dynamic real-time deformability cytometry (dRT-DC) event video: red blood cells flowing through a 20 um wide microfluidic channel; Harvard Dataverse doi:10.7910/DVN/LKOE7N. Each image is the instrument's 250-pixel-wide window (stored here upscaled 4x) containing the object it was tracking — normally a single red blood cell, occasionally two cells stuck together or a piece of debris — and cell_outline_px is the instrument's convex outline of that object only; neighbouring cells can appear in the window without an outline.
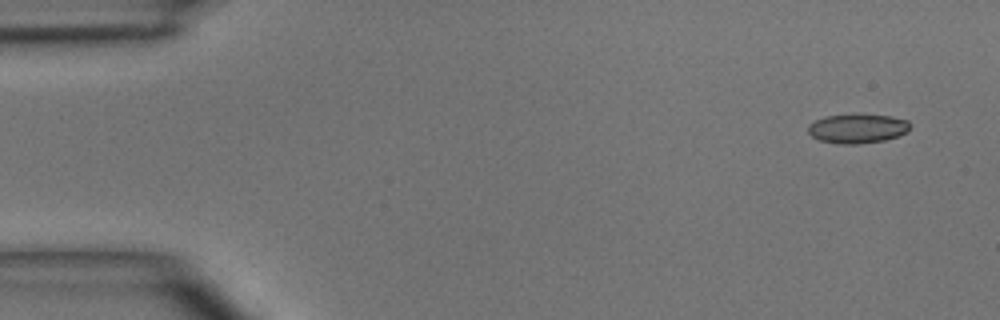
{"species": "common noctule bat (a hibernating species)", "species_latin": "Nyctalus noctula", "temperature_condition": "room temperature", "stored_images_in_passage": 4, "segment_of_instrument_passage": [1, 2], "camera_frame_rate_fps": 3000, "um_per_image_px": 0.085, "animal": {"sex": "male", "body_mass_g": 15.6}, "frame": {"image": 1, "passage_image": 1, "time_ms": 0.0, "image_size_px": [1000, 320], "cell_outline_px": [[912, 124], [900, 136], [884, 140], [856, 144], [840, 144], [820, 140], [812, 136], [808, 132], [808, 124], [824, 116], [892, 116], [908, 120]], "centroid_in_image_um": [72.88, 10.95], "position_along_channel_um": 12.1, "area_um2": 16.94}}